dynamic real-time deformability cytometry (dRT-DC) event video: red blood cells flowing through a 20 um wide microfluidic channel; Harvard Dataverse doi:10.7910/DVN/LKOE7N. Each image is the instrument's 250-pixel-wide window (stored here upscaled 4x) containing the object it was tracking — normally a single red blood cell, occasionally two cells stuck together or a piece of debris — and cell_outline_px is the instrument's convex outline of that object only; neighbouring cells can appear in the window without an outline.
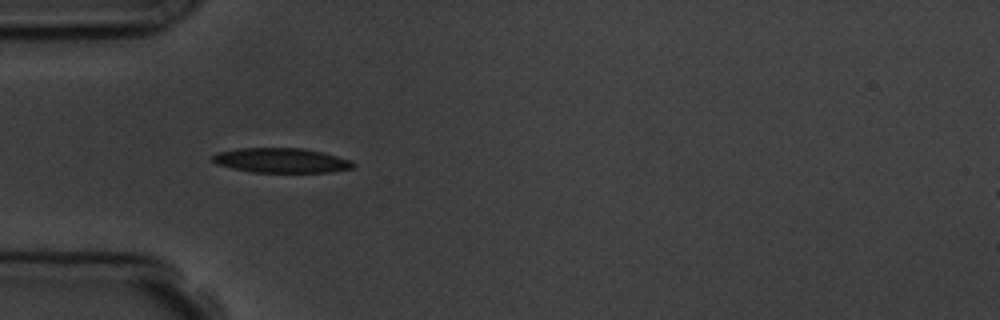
{"species": "common noctule bat (a hibernating species)", "species_latin": "Nyctalus noctula", "temperature_condition": "room temperature", "stored_images_in_passage": 15, "camera_frame_rate_fps": 3000, "um_per_image_px": 0.085, "animal": {"sex": "male", "body_mass_g": 19.5, "forearm_length_mm": 54.6}, "frame": {"image": 1, "passage_image": 5, "time_ms": 4.667, "image_size_px": [1000, 320], "cell_outline_px": [[356, 164], [352, 168], [332, 172], [252, 172], [232, 168], [216, 164], [212, 160], [212, 156], [216, 152], [236, 148], [304, 148], [324, 152], [352, 160]], "centroid_in_image_um": [23.92, 13.63], "position_along_channel_um": 61.1, "area_um2": 20.46}}
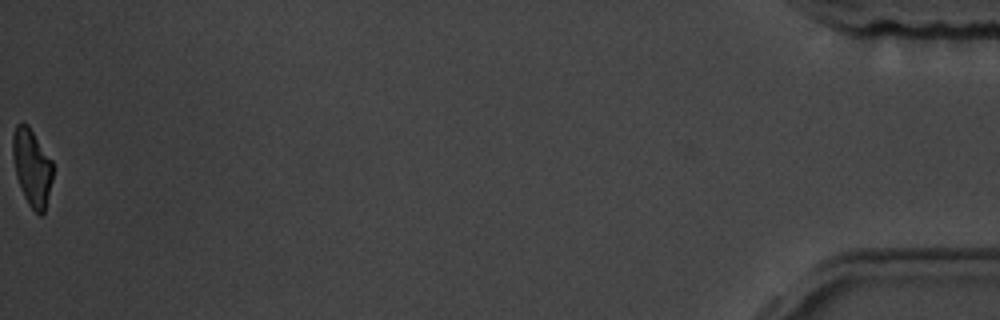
{"frame": {"image": 2, "passage_image": 15, "time_ms": 17.333, "image_size_px": [1000, 320], "cell_outline_px": [[52, 180], [44, 212], [40, 216], [28, 204], [24, 196], [16, 176], [12, 156], [12, 136], [16, 124], [28, 124], [52, 160]], "centroid_in_image_um": [2.7, 14.21], "position_along_channel_um": 432.5, "area_um2": 17.92}, "authors_computed_cell_mechanics": {"area_um2": 19.8254, "velocity_mm_per_s": 3.7645, "shape_relaxation_time_tau1_ms": 5.3156, "shape_relaxation_time_tau2_ms": 5.3988, "deformation_change_tau1": 0.1277, "deformation_change_tau2": 0.1242}}